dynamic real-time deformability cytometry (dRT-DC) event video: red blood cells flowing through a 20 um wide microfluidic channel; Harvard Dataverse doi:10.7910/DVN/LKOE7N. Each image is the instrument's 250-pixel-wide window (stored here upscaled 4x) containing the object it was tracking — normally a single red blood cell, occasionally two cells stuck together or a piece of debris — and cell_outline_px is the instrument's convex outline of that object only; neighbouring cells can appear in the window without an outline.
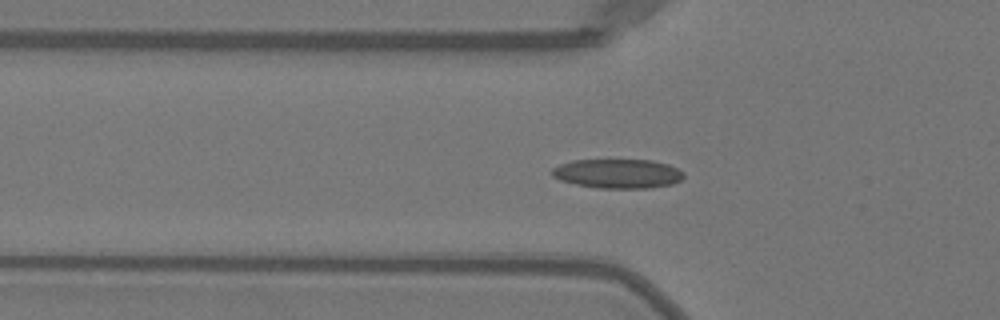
{"species": "Egyptian fruit bat (a non-hibernating species)", "species_latin": "Rousettus aegyptiacus", "temperature_condition": "warm", "stored_images_in_passage": 42, "camera_frame_rate_fps": 3000, "um_per_image_px": 0.085, "animal": {"sex": "female"}, "frame": {"image": 1, "passage_image": 17, "time_ms": 5.333, "image_size_px": [1000, 320], "cell_outline_px": [[684, 176], [680, 180], [672, 184], [652, 188], [596, 188], [576, 184], [560, 180], [552, 176], [552, 168], [560, 164], [572, 160], [652, 160], [668, 164], [684, 172]], "centroid_in_image_um": [52.51, 14.76], "position_along_channel_um": 73.3, "area_um2": 22.54}}
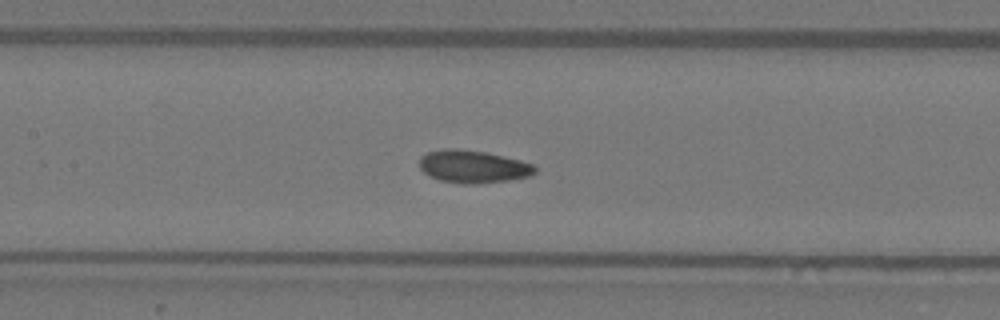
{"frame": {"image": 2, "passage_image": 24, "time_ms": 7.667, "image_size_px": [1000, 320], "cell_outline_px": [[536, 172], [528, 176], [508, 180], [476, 184], [464, 184], [440, 180], [424, 172], [420, 168], [420, 156], [428, 152], [444, 148], [452, 148], [484, 152], [520, 160], [536, 164]], "centroid_in_image_um": [40.22, 14.16], "position_along_channel_um": 167.2, "area_um2": 21.85}}
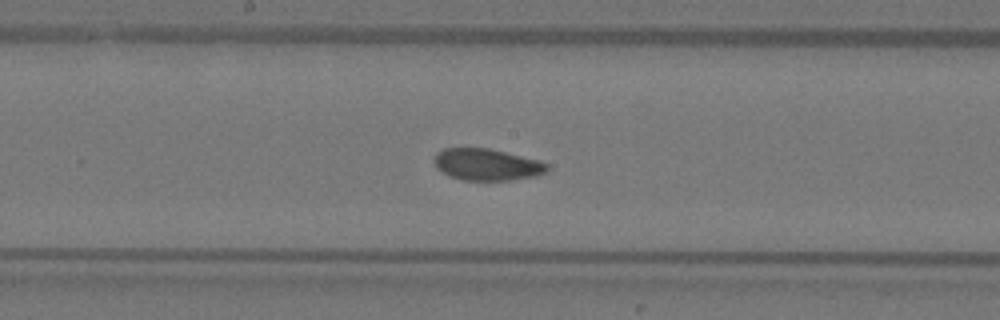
{"frame": {"image": 3, "passage_image": 27, "time_ms": 8.667, "image_size_px": [1000, 320], "cell_outline_px": [[548, 172], [536, 176], [508, 180], [460, 180], [448, 176], [436, 168], [432, 160], [432, 156], [436, 152], [444, 148], [488, 148], [540, 160], [548, 164]], "centroid_in_image_um": [41.34, 13.99], "position_along_channel_um": 206.9, "area_um2": 21.21}, "authors_computed_cell_mechanics": {"area_um2": 21.2993, "velocity_mm_per_s": 3.9737, "shape_relaxation_time_tau1_ms": 3.2577, "shape_relaxation_time_tau2_ms": 0.789, "deformation_change_tau1": 0.1143, "deformation_change_tau2": 0.0439}}